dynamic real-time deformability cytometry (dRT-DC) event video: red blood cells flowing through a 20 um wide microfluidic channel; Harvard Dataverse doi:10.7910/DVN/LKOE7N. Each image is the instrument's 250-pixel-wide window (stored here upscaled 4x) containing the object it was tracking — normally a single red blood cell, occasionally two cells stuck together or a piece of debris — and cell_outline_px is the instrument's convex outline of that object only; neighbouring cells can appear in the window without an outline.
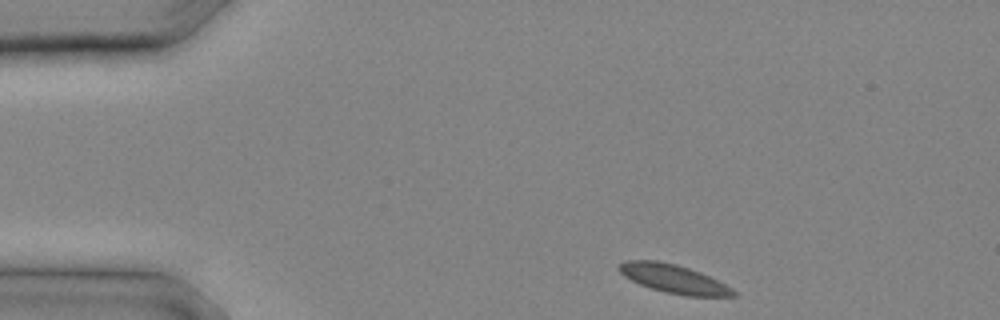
{"species": "common noctule bat (a hibernating species)", "species_latin": "Nyctalus noctula", "temperature_condition": "cold", "stored_images_in_passage": 11, "camera_frame_rate_fps": 3000, "um_per_image_px": 0.085, "animal": {"sex": "male", "body_mass_g": 20.4}, "frame": {"image": 1, "passage_image": 1, "time_ms": 0.0, "image_size_px": [1000, 320], "cell_outline_px": [[740, 296], [684, 296], [664, 292], [640, 284], [624, 276], [616, 268], [616, 264], [624, 260], [656, 260], [676, 264], [700, 272], [732, 288]], "centroid_in_image_um": [57.22, 23.69], "position_along_channel_um": 27.8, "area_um2": 19.07}}
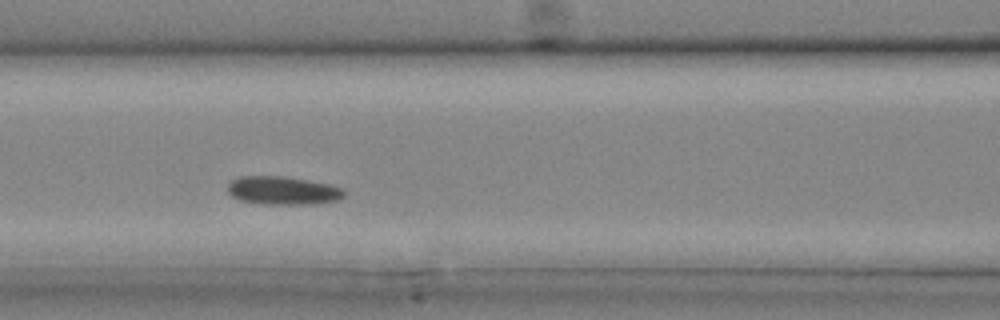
{"frame": {"image": 2, "passage_image": 8, "time_ms": 2.333, "image_size_px": [1000, 320], "cell_outline_px": [[344, 196], [340, 200], [316, 204], [260, 204], [240, 200], [232, 196], [228, 192], [228, 184], [232, 180], [240, 176], [284, 176], [308, 180], [328, 184], [340, 188], [344, 192]], "centroid_in_image_um": [24.03, 16.2], "position_along_channel_um": 142.6, "area_um2": 19.25}}
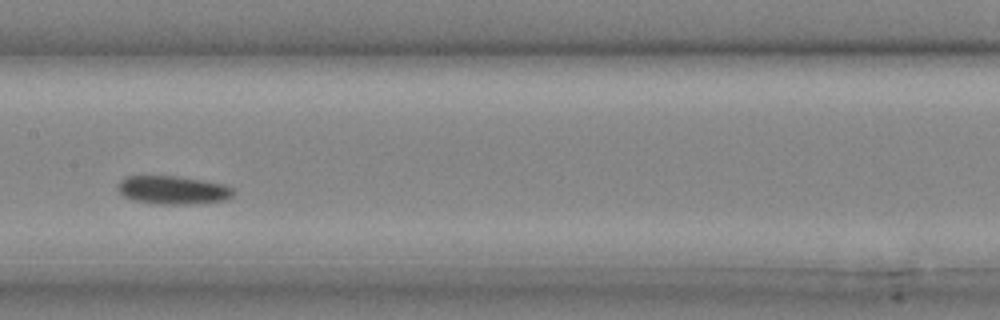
{"frame": {"image": 3, "passage_image": 10, "time_ms": 3.0, "image_size_px": [1000, 320], "cell_outline_px": [[236, 192], [232, 196], [224, 200], [188, 204], [160, 204], [136, 200], [124, 196], [116, 188], [116, 184], [124, 176], [180, 176], [204, 180], [224, 184], [232, 188]], "centroid_in_image_um": [14.69, 16.13], "position_along_channel_um": 192.7, "area_um2": 19.13}}